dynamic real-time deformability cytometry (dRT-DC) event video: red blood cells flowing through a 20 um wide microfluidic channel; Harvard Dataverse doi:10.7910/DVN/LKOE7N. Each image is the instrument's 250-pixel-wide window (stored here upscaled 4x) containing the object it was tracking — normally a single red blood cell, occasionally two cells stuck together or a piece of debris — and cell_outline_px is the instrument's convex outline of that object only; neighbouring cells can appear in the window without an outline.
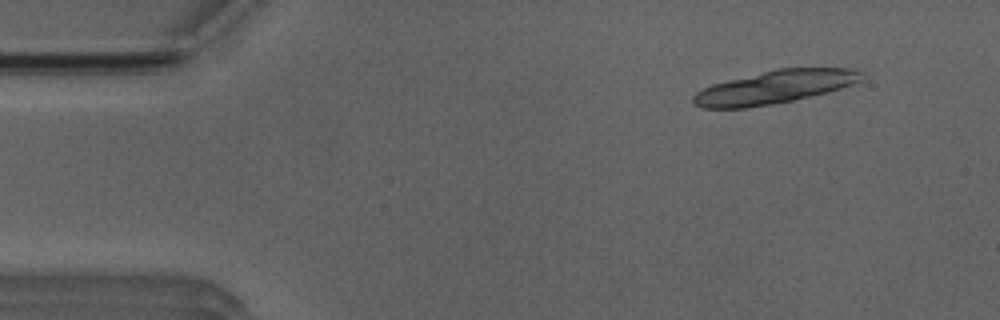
{"species": "Egyptian fruit bat (a non-hibernating species)", "species_latin": "Rousettus aegyptiacus", "temperature_condition": "room temperature", "stored_images_in_passage": 6, "camera_frame_rate_fps": 3000, "um_per_image_px": 0.085, "animal": {"sex": "male"}, "frame": {"image": 1, "passage_image": 1, "time_ms": 0.0, "image_size_px": [1000, 320], "cell_outline_px": [[860, 80], [852, 84], [840, 88], [792, 100], [772, 104], [744, 108], [700, 108], [692, 104], [692, 96], [696, 92], [712, 84], [776, 68], [852, 68], [860, 72]], "centroid_in_image_um": [65.75, 7.4], "position_along_channel_um": 19.2, "area_um2": 32.02}}